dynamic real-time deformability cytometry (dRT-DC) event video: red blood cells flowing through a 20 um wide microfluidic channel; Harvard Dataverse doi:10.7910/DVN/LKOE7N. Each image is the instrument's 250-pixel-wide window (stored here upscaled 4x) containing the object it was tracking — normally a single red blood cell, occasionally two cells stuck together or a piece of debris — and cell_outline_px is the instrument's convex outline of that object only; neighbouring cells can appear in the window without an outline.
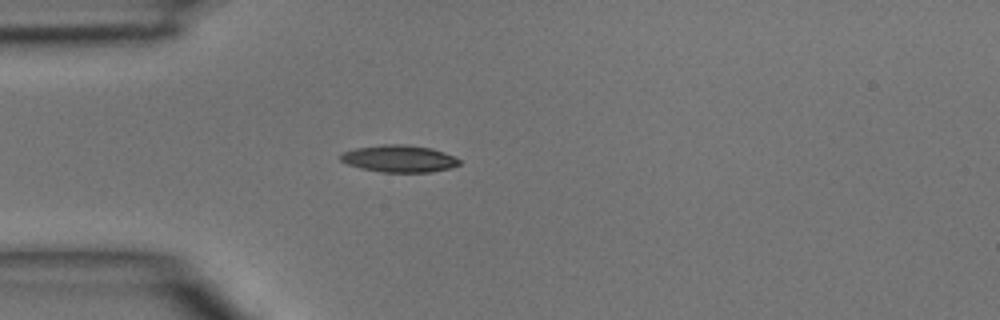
{"species": "common noctule bat (a hibernating species)", "species_latin": "Nyctalus noctula", "temperature_condition": "room temperature", "stored_images_in_passage": 11, "camera_frame_rate_fps": 3000, "um_per_image_px": 0.085, "animal": {"sex": "male", "body_mass_g": 15.6}, "frame": {"image": 1, "passage_image": 1, "time_ms": 0.0, "image_size_px": [1000, 320], "cell_outline_px": [[460, 164], [448, 168], [432, 172], [380, 172], [360, 168], [348, 164], [340, 160], [340, 156], [344, 152], [356, 148], [384, 144], [408, 144], [432, 148], [444, 152], [460, 160]], "centroid_in_image_um": [33.92, 13.48], "position_along_channel_um": 51.1, "area_um2": 18.67}}
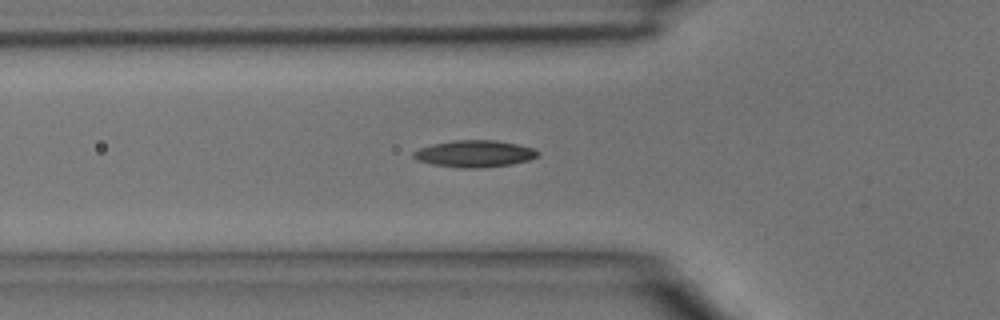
{"frame": {"image": 2, "passage_image": 4, "time_ms": 1.0, "image_size_px": [1000, 320], "cell_outline_px": [[540, 152], [536, 156], [528, 160], [512, 164], [476, 168], [464, 168], [432, 164], [416, 160], [412, 156], [412, 152], [420, 148], [432, 144], [456, 140], [496, 140], [536, 148]], "centroid_in_image_um": [40.33, 13.06], "position_along_channel_um": 85.5, "area_um2": 19.36}}
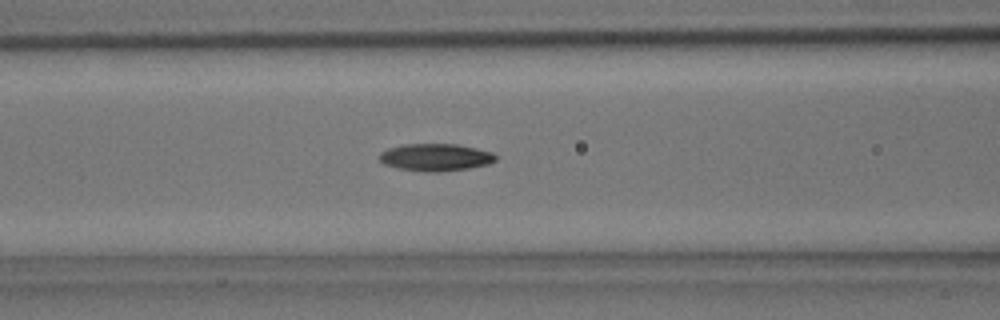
{"frame": {"image": 3, "passage_image": 7, "time_ms": 2.0, "image_size_px": [1000, 320], "cell_outline_px": [[496, 160], [488, 164], [468, 168], [440, 172], [424, 172], [396, 168], [384, 164], [380, 160], [380, 152], [388, 148], [404, 144], [456, 144], [476, 148], [492, 152], [496, 156]], "centroid_in_image_um": [37.0, 13.37], "position_along_channel_um": 129.6, "area_um2": 18.55}}